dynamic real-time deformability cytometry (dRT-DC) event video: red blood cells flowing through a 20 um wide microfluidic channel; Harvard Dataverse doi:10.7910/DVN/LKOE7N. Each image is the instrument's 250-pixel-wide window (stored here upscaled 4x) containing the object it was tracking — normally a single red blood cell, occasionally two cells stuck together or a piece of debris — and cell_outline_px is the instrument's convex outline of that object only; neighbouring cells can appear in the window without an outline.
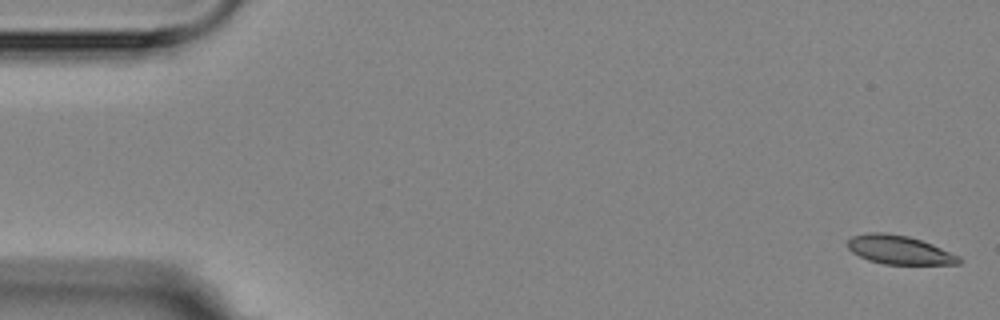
{"species": "Egyptian fruit bat (a non-hibernating species)", "species_latin": "Rousettus aegyptiacus", "temperature_condition": "room temperature", "stored_images_in_passage": 6, "camera_frame_rate_fps": 3000, "um_per_image_px": 0.085, "animal": {"sex": "female"}, "frame": {"image": 1, "passage_image": 1, "time_ms": 0.0, "image_size_px": [1000, 320], "cell_outline_px": [[964, 260], [960, 264], [884, 264], [868, 260], [852, 252], [848, 248], [848, 240], [852, 236], [868, 232], [884, 232], [908, 236], [932, 244], [960, 256]], "centroid_in_image_um": [76.46, 21.24], "position_along_channel_um": 8.5, "area_um2": 18.67}}